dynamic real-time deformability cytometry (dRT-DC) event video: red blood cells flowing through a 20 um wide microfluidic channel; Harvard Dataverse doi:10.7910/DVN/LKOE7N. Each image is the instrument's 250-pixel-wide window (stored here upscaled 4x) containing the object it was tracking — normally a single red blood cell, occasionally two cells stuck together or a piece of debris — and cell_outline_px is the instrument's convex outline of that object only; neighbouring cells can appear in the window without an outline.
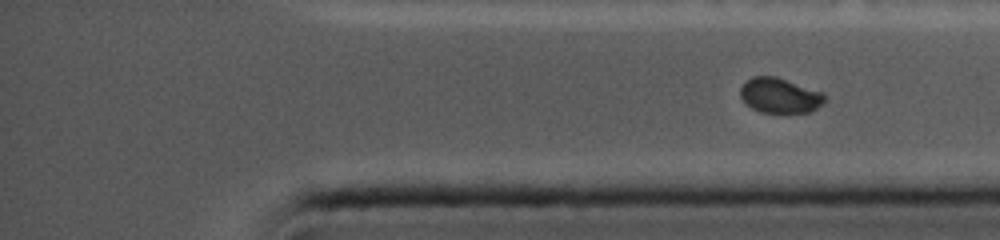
{"species": "common noctule bat (a hibernating species)", "species_latin": "Nyctalus noctula", "temperature_condition": "cold", "stored_images_in_passage": 32, "segment_of_instrument_passage": [2, 2], "camera_frame_rate_fps": 5000, "um_per_image_px": 0.085, "animal": {"sex": "female", "body_mass_g": 19.0, "forearm_length_mm": 56.7}, "frame": {"image": 1, "passage_image": 32, "time_ms": 19.2, "image_size_px": [1000, 240], "cell_outline_px": [[824, 100], [816, 108], [808, 112], [760, 112], [752, 108], [740, 96], [740, 88], [752, 76], [776, 76], [824, 92]], "centroid_in_image_um": [66.28, 8.1], "position_along_channel_um": 368.9, "area_um2": 16.99}}